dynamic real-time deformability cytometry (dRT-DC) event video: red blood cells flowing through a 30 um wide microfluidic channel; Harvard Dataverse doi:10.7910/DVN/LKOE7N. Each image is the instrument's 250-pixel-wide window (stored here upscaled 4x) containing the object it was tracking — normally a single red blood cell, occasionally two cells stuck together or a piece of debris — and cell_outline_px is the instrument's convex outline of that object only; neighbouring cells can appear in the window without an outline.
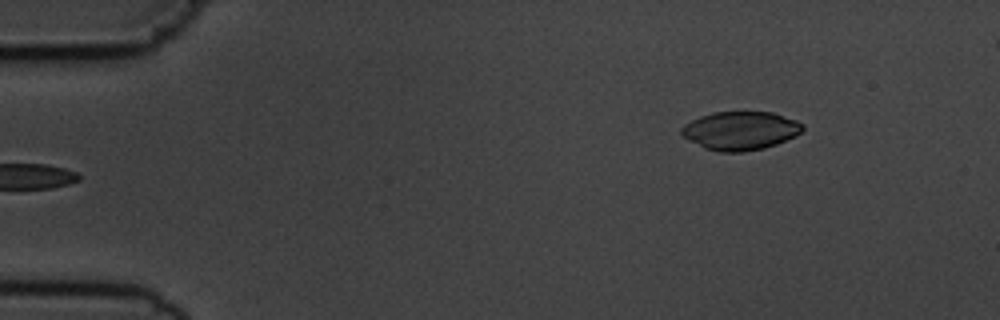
{"species": "common noctule bat (a hibernating species)", "species_latin": "Nyctalus noctula", "temperature_condition": "cold", "stored_images_in_passage": 5, "camera_frame_rate_fps": 3000, "um_per_image_px": 0.085, "animal": {"sex": "male", "body_mass_g": 19.5, "forearm_length_mm": 54.6}, "frame": {"image": 1, "passage_image": 5, "time_ms": 4.333, "image_size_px": [1000, 320], "cell_outline_px": [[804, 128], [796, 136], [776, 144], [764, 148], [744, 152], [720, 152], [704, 148], [688, 140], [680, 132], [680, 128], [684, 124], [700, 116], [712, 112], [772, 112], [796, 120], [804, 124]], "centroid_in_image_um": [62.92, 11.11], "position_along_channel_um": 22.1, "area_um2": 27.28}}